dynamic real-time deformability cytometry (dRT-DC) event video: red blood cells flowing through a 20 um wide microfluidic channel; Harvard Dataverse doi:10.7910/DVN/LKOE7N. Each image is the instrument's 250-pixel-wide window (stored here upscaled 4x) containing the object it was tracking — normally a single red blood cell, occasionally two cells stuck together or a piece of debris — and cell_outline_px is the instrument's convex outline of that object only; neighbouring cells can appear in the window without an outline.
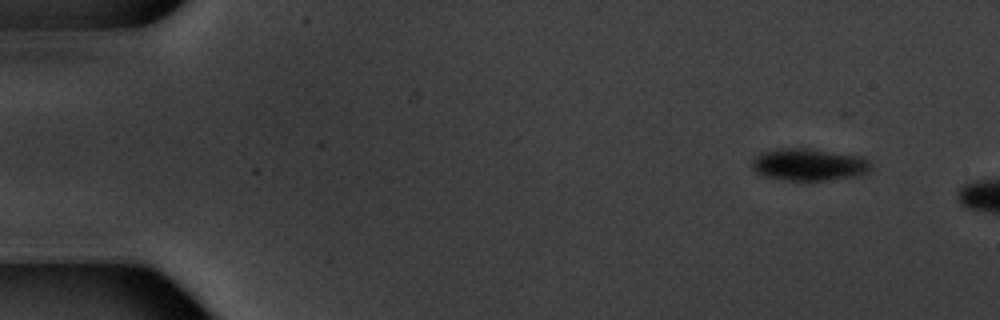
{"species": "common noctule bat (a hibernating species)", "species_latin": "Nyctalus noctula", "temperature_condition": "warm", "stored_images_in_passage": 4, "camera_frame_rate_fps": 3000, "um_per_image_px": 0.085, "animal": {"sex": "male", "body_mass_g": 20.1, "forearm_length_mm": 53.5}, "frame": {"image": 1, "passage_image": 1, "time_ms": 0.0, "image_size_px": [1000, 320], "cell_outline_px": [[872, 168], [868, 172], [860, 176], [828, 180], [784, 180], [764, 176], [756, 172], [752, 168], [752, 160], [760, 152], [776, 148], [808, 148], [860, 156], [868, 160], [872, 164]], "centroid_in_image_um": [68.76, 13.99], "position_along_channel_um": 16.2, "area_um2": 22.54}}